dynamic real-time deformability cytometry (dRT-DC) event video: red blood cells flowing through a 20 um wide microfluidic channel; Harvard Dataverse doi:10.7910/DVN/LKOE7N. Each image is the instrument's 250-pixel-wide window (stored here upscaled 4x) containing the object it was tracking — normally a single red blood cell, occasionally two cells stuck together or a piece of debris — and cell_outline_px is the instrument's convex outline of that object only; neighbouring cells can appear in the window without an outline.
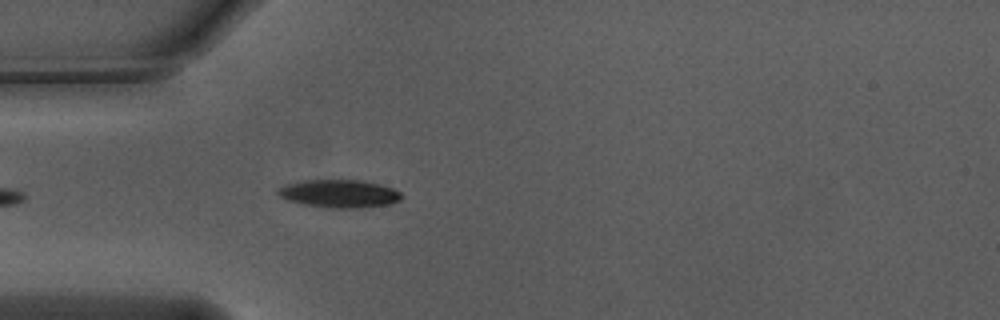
{"species": "Egyptian fruit bat (a non-hibernating species)", "species_latin": "Rousettus aegyptiacus", "temperature_condition": "warm", "stored_images_in_passage": 7, "camera_frame_rate_fps": 3000, "um_per_image_px": 0.085, "animal": {"sex": "male"}, "frame": {"image": 1, "passage_image": 4, "time_ms": 1.0, "image_size_px": [1000, 320], "cell_outline_px": [[400, 200], [392, 204], [360, 208], [328, 208], [304, 204], [288, 200], [280, 196], [276, 192], [280, 188], [288, 184], [304, 180], [360, 180], [380, 184], [392, 188], [400, 192]], "centroid_in_image_um": [28.86, 16.47], "position_along_channel_um": 56.1, "area_um2": 20.0}}